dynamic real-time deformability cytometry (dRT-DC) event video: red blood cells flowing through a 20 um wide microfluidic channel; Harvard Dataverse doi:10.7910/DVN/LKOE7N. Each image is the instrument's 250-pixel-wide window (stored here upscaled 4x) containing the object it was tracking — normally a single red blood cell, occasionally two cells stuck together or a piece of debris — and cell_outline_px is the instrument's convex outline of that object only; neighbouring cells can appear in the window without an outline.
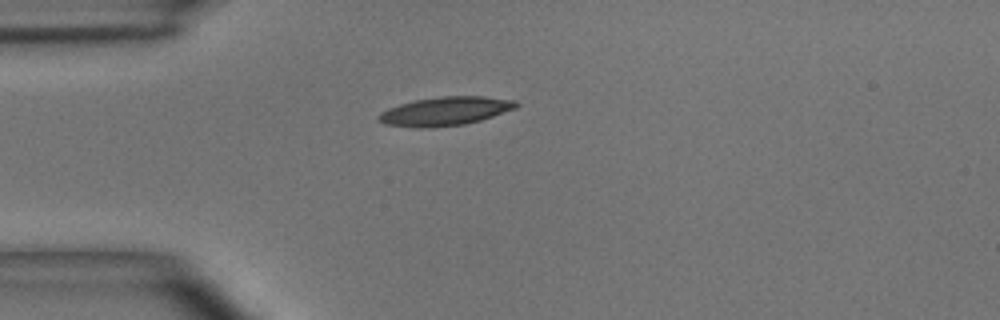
{"species": "common noctule bat (a hibernating species)", "species_latin": "Nyctalus noctula", "temperature_condition": "room temperature", "stored_images_in_passage": 2, "camera_frame_rate_fps": 3000, "um_per_image_px": 0.085, "animal": {"sex": "male", "body_mass_g": 15.6}, "frame": {"image": 1, "passage_image": 1, "time_ms": 0.0, "image_size_px": [1000, 320], "cell_outline_px": [[520, 104], [516, 108], [480, 120], [464, 124], [428, 128], [416, 128], [384, 124], [376, 120], [376, 116], [380, 112], [388, 108], [400, 104], [416, 100], [440, 96], [484, 96], [516, 100]], "centroid_in_image_um": [37.81, 9.45], "position_along_channel_um": 47.2, "area_um2": 23.12}}